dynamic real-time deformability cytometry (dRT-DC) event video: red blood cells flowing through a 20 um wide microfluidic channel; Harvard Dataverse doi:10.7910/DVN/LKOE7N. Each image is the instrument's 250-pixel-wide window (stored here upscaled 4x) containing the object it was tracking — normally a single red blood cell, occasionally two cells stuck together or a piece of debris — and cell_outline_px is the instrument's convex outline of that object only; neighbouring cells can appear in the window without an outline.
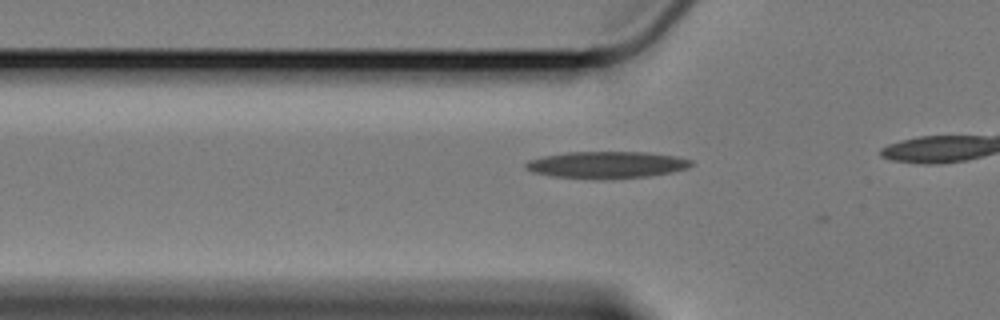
{"species": "Egyptian fruit bat (a non-hibernating species)", "species_latin": "Rousettus aegyptiacus", "temperature_condition": "cold", "stored_images_in_passage": 5, "camera_frame_rate_fps": 3000, "um_per_image_px": 0.085, "animal": {"sex": "female"}, "frame": {"image": 1, "passage_image": 3, "time_ms": 0.667, "image_size_px": [1000, 320], "cell_outline_px": [[696, 164], [688, 168], [672, 172], [648, 176], [552, 176], [532, 172], [524, 164], [528, 160], [544, 156], [568, 152], [648, 152], [676, 156], [692, 160]], "centroid_in_image_um": [51.65, 13.95], "position_along_channel_um": 74.2, "area_um2": 24.74}}